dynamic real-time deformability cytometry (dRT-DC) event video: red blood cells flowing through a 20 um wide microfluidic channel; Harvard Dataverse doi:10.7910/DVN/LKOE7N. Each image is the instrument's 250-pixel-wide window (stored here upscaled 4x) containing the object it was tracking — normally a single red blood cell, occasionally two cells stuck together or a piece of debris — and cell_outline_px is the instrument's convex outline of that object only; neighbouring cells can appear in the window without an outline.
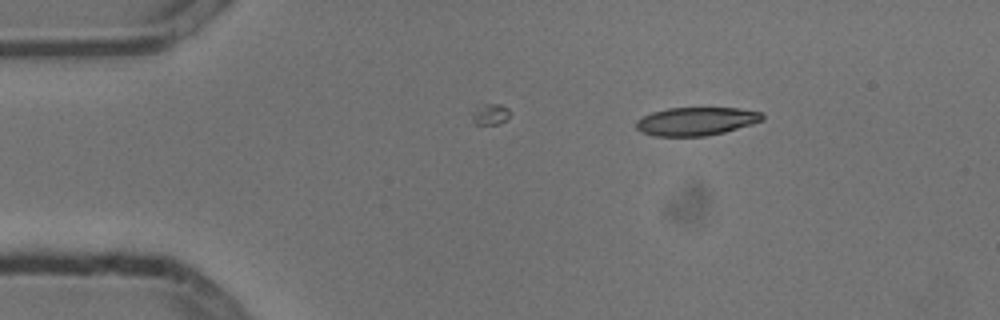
{"species": "common noctule bat (a hibernating species)", "species_latin": "Nyctalus noctula", "temperature_condition": "cold", "stored_images_in_passage": 5, "camera_frame_rate_fps": 3000, "um_per_image_px": 0.085, "animal": {"sex": "male", "body_mass_g": 13.3}, "frame": {"image": 1, "passage_image": 1, "time_ms": 0.0, "image_size_px": [1000, 320], "cell_outline_px": [[764, 120], [752, 124], [724, 132], [704, 136], [652, 136], [640, 132], [636, 128], [636, 120], [652, 112], [668, 108], [736, 108], [760, 112], [764, 116]], "centroid_in_image_um": [59.15, 10.31], "position_along_channel_um": 25.9, "area_um2": 20.75}}